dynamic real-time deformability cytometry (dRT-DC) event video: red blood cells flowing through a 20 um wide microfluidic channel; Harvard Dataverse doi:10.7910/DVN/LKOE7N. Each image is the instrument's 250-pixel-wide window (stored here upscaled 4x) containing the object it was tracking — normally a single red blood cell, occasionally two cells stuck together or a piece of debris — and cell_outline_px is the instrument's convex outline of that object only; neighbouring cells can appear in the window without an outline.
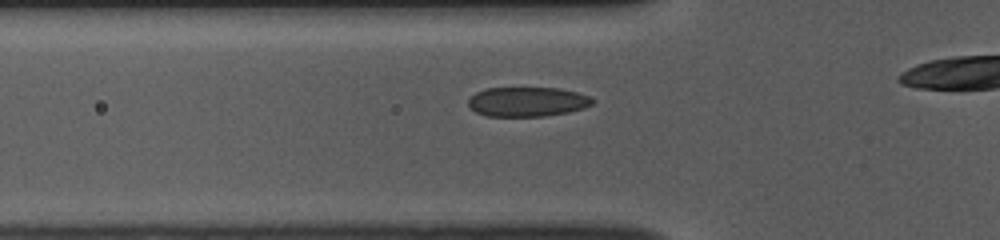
{"species": "common noctule bat (a hibernating species)", "species_latin": "Nyctalus noctula", "temperature_condition": "room temperature", "stored_images_in_passage": 25, "camera_frame_rate_fps": 3000, "um_per_image_px": 0.085, "animal": {"sex": "female", "body_mass_g": 10.0, "forearm_length_mm": 53.1}, "frame": {"image": 1, "passage_image": 10, "time_ms": 3.0, "image_size_px": [1000, 240], "cell_outline_px": [[596, 100], [592, 104], [584, 108], [568, 112], [544, 116], [488, 116], [476, 112], [468, 104], [468, 100], [476, 92], [488, 88], [560, 88], [576, 92], [588, 96]], "centroid_in_image_um": [44.84, 8.65], "position_along_channel_um": 81.0, "area_um2": 21.27}}
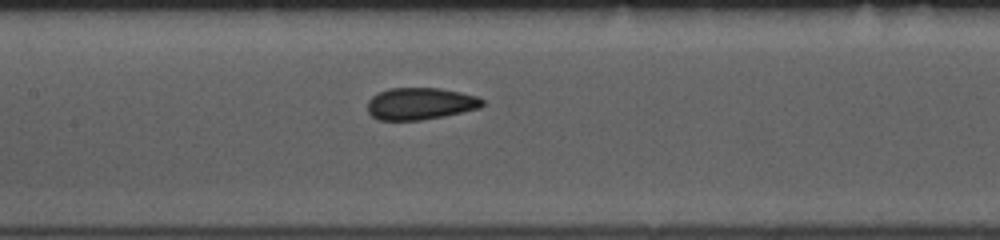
{"frame": {"image": 2, "passage_image": 17, "time_ms": 5.333, "image_size_px": [1000, 240], "cell_outline_px": [[484, 104], [480, 108], [444, 116], [420, 120], [380, 120], [372, 116], [368, 112], [368, 100], [372, 96], [388, 88], [440, 88], [460, 92], [476, 96], [484, 100]], "centroid_in_image_um": [35.73, 8.81], "position_along_channel_um": 171.7, "area_um2": 21.39}}
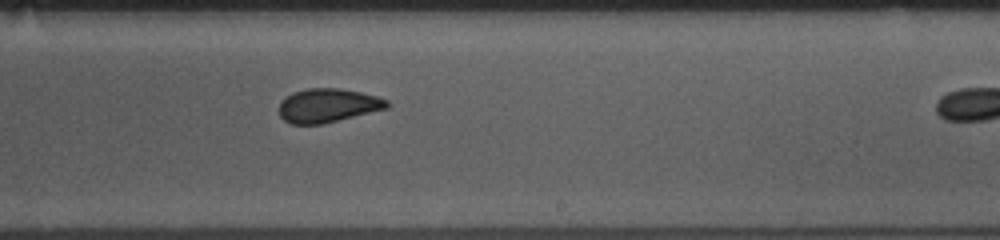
{"frame": {"image": 3, "passage_image": 24, "time_ms": 7.667, "image_size_px": [1000, 240], "cell_outline_px": [[388, 108], [324, 124], [292, 124], [284, 120], [280, 116], [280, 104], [292, 92], [308, 88], [340, 88], [360, 92], [376, 96], [388, 100]], "centroid_in_image_um": [27.88, 8.97], "position_along_channel_um": 261.1, "area_um2": 21.15}}